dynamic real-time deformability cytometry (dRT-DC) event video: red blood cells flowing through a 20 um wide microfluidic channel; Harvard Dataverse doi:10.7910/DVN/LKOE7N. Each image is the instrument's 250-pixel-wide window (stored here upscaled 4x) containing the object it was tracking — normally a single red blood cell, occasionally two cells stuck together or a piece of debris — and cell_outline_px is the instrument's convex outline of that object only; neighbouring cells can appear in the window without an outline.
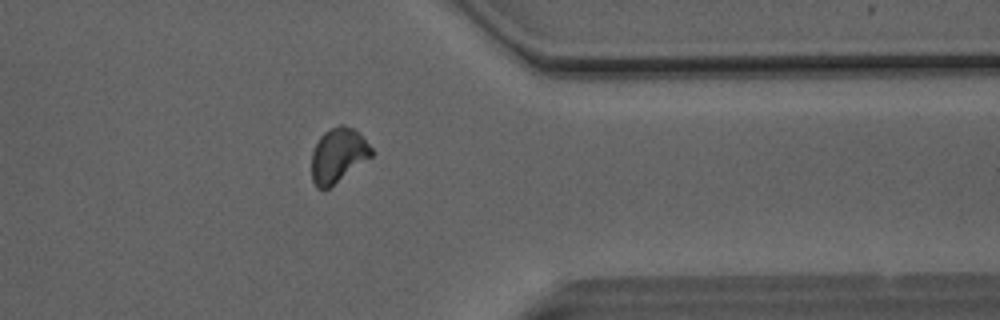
{"species": "Egyptian fruit bat (a non-hibernating species)", "species_latin": "Rousettus aegyptiacus", "temperature_condition": "room temperature", "stored_images_in_passage": 40, "camera_frame_rate_fps": 3000, "um_per_image_px": 0.085, "animal": {"sex": "male"}, "frame": {"image": 1, "passage_image": 30, "time_ms": 9.667, "image_size_px": [1000, 320], "cell_outline_px": [[376, 152], [372, 156], [328, 188], [316, 188], [312, 180], [312, 152], [320, 136], [324, 132], [340, 124], [344, 124], [360, 132]], "centroid_in_image_um": [28.77, 13.17], "position_along_channel_um": 382.6, "area_um2": 18.96}}
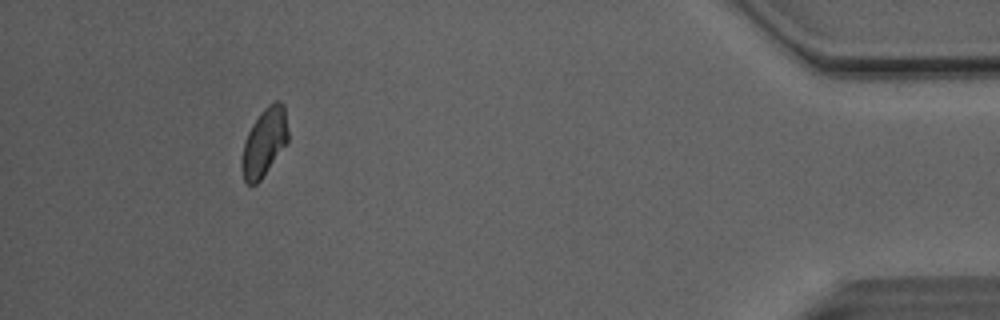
{"frame": {"image": 2, "passage_image": 36, "time_ms": 11.667, "image_size_px": [1000, 320], "cell_outline_px": [[288, 140], [260, 180], [256, 184], [248, 184], [244, 180], [240, 168], [240, 160], [244, 140], [252, 124], [260, 112], [268, 104], [276, 100], [280, 100], [284, 104], [288, 132]], "centroid_in_image_um": [22.43, 12.06], "position_along_channel_um": 412.8, "area_um2": 18.38}, "authors_computed_cell_mechanics": {"area_um2": 18.9584, "velocity_mm_per_s": 4.0983, "shape_relaxation_time_tau1_ms": 11.3895, "shape_relaxation_time_tau2_ms": 2.222, "deformation_change_tau1": 0.1481, "deformation_change_tau2": 0.0752}}